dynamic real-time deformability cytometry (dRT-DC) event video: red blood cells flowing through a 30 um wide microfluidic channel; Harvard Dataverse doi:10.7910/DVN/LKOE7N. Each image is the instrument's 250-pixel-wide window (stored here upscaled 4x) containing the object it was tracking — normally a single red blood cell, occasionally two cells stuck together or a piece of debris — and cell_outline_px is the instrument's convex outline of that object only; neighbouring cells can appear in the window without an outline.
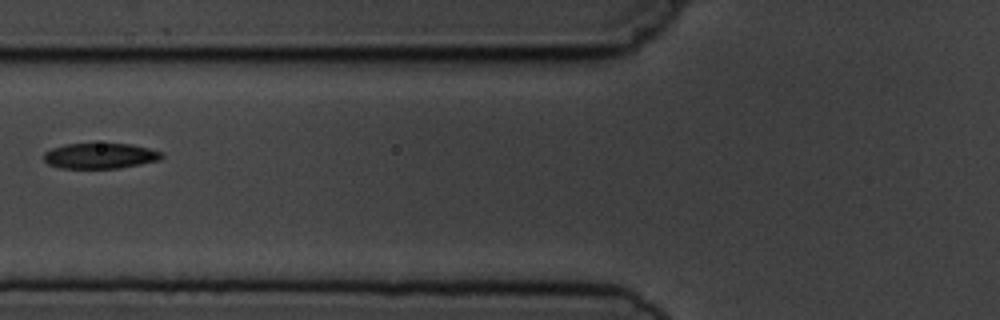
{"species": "common noctule bat (a hibernating species)", "species_latin": "Nyctalus noctula", "temperature_condition": "cold", "stored_images_in_passage": 6, "camera_frame_rate_fps": 3000, "um_per_image_px": 0.085, "animal": {"sex": "male", "body_mass_g": 19.5, "forearm_length_mm": 54.6}, "frame": {"image": 1, "passage_image": 6, "time_ms": 6.667, "image_size_px": [1000, 320], "cell_outline_px": [[164, 156], [160, 160], [120, 168], [60, 168], [48, 164], [44, 160], [44, 152], [52, 148], [64, 144], [132, 144], [148, 148], [160, 152]], "centroid_in_image_um": [8.49, 13.25], "position_along_channel_um": 117.3, "area_um2": 17.46}}